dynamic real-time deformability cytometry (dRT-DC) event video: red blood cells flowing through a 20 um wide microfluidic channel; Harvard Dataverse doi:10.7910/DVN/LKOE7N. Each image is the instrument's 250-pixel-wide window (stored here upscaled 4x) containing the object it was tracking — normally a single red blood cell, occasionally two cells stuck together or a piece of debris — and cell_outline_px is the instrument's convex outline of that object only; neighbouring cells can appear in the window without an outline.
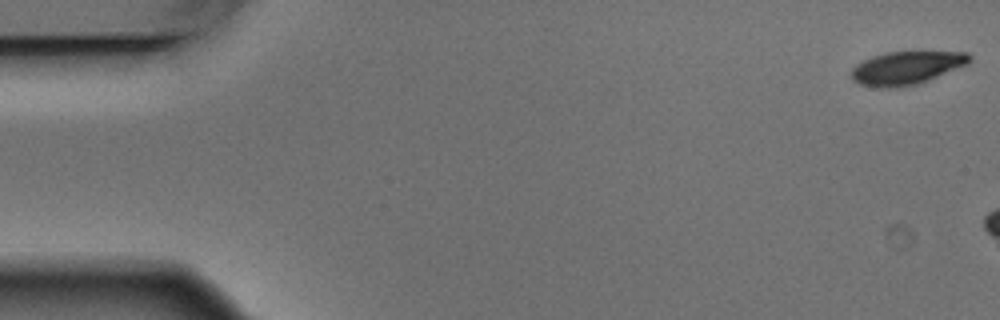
{"species": "Egyptian fruit bat (a non-hibernating species)", "species_latin": "Rousettus aegyptiacus", "temperature_condition": "warm", "stored_images_in_passage": 3, "camera_frame_rate_fps": 3000, "um_per_image_px": 0.085, "animal": {"sex": "male"}, "frame": {"image": 1, "passage_image": 1, "time_ms": 0.0, "image_size_px": [1000, 320], "cell_outline_px": [[972, 56], [968, 64], [928, 80], [916, 84], [896, 88], [880, 88], [860, 84], [852, 80], [852, 68], [856, 64], [872, 56], [884, 52], [968, 52]], "centroid_in_image_um": [77.04, 5.77], "position_along_channel_um": 8.0, "area_um2": 22.77}}